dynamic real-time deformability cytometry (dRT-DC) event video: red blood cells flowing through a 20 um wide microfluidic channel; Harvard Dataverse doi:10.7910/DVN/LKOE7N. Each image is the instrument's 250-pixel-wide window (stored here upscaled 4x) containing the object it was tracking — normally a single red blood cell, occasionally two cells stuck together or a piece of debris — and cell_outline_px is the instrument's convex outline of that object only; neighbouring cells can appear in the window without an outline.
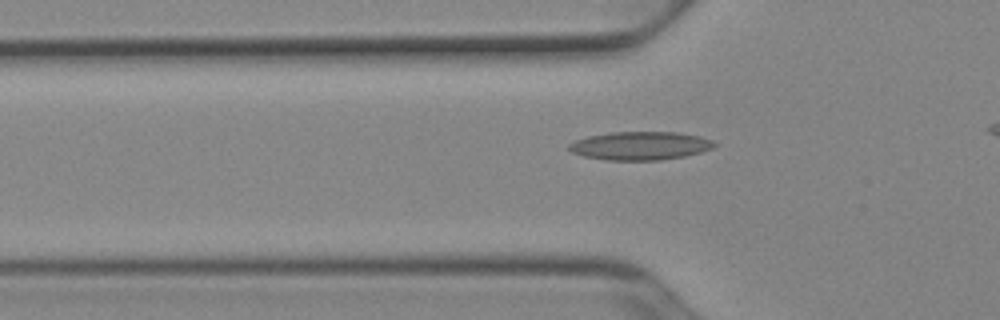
{"species": "Egyptian fruit bat (a non-hibernating species)", "species_latin": "Rousettus aegyptiacus", "temperature_condition": "cold", "stored_images_in_passage": 39, "camera_frame_rate_fps": 3000, "um_per_image_px": 0.085, "animal": {"sex": "female"}, "frame": {"image": 1, "passage_image": 11, "time_ms": 3.333, "image_size_px": [1000, 320], "cell_outline_px": [[716, 144], [712, 148], [700, 152], [684, 156], [660, 160], [608, 160], [584, 156], [572, 152], [568, 148], [568, 144], [576, 140], [588, 136], [612, 132], [676, 132], [700, 136], [712, 140]], "centroid_in_image_um": [54.41, 12.38], "position_along_channel_um": 71.4, "area_um2": 23.87}}
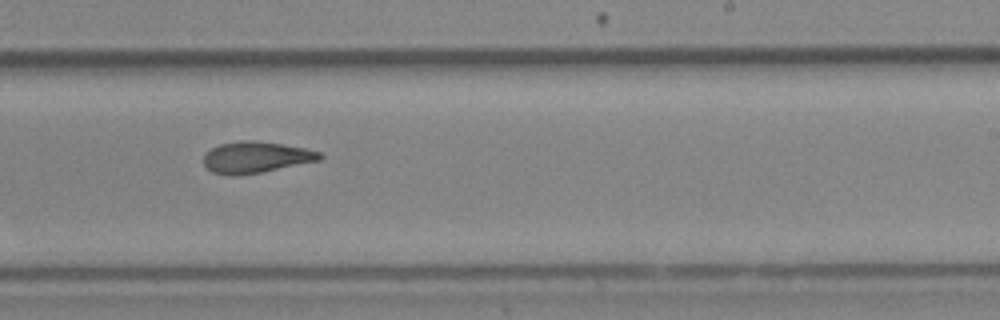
{"frame": {"image": 2, "passage_image": 26, "time_ms": 8.333, "image_size_px": [1000, 320], "cell_outline_px": [[324, 156], [320, 160], [260, 172], [236, 176], [228, 176], [212, 172], [204, 164], [204, 152], [220, 144], [240, 140], [256, 140], [304, 148], [320, 152]], "centroid_in_image_um": [21.71, 13.36], "position_along_channel_um": 267.3, "area_um2": 21.15}}
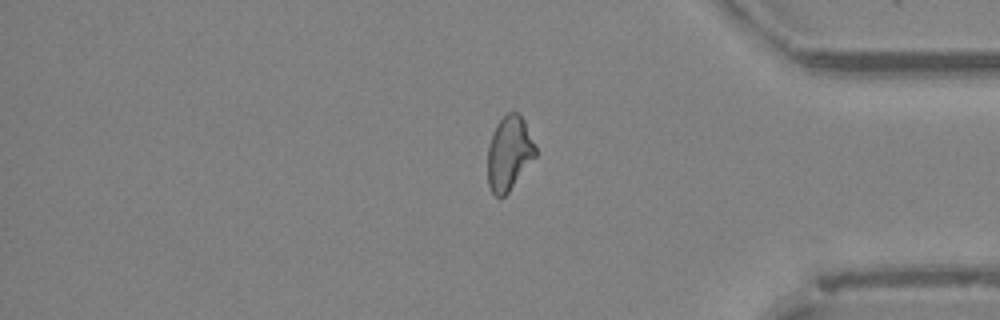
{"frame": {"image": 3, "passage_image": 37, "time_ms": 12.0, "image_size_px": [1000, 320], "cell_outline_px": [[536, 156], [508, 192], [504, 196], [496, 196], [492, 192], [488, 184], [488, 144], [496, 124], [508, 112], [516, 112], [524, 120], [536, 148]], "centroid_in_image_um": [43.26, 13.02], "position_along_channel_um": 391.9, "area_um2": 20.4}}